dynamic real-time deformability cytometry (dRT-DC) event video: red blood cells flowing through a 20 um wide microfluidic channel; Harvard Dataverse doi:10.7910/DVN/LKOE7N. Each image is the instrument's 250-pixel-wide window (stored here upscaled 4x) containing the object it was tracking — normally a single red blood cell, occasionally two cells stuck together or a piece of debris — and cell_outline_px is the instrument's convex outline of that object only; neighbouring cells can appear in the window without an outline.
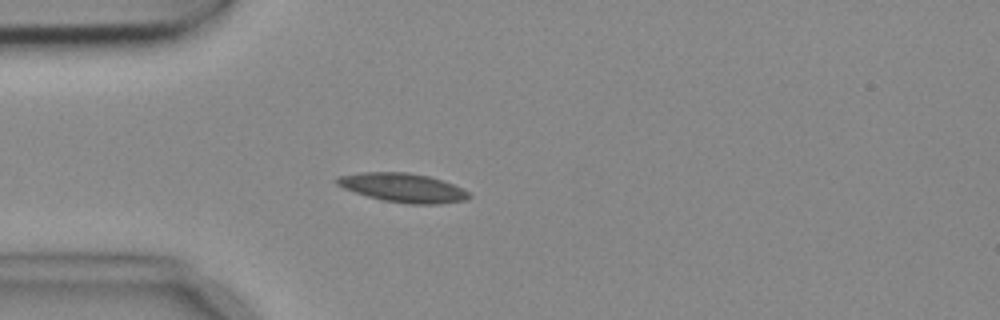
{"species": "common noctule bat (a hibernating species)", "species_latin": "Nyctalus noctula", "temperature_condition": "cold", "stored_images_in_passage": 4, "camera_frame_rate_fps": 3000, "um_per_image_px": 0.085, "animal": {"sex": "female", "body_mass_g": 18.4}, "frame": {"image": 1, "passage_image": 4, "time_ms": 1.0, "image_size_px": [1000, 320], "cell_outline_px": [[472, 196], [468, 200], [440, 204], [408, 204], [380, 200], [344, 188], [336, 184], [336, 176], [360, 172], [408, 172], [428, 176], [464, 188]], "centroid_in_image_um": [34.27, 15.96], "position_along_channel_um": 50.7, "area_um2": 22.43}}